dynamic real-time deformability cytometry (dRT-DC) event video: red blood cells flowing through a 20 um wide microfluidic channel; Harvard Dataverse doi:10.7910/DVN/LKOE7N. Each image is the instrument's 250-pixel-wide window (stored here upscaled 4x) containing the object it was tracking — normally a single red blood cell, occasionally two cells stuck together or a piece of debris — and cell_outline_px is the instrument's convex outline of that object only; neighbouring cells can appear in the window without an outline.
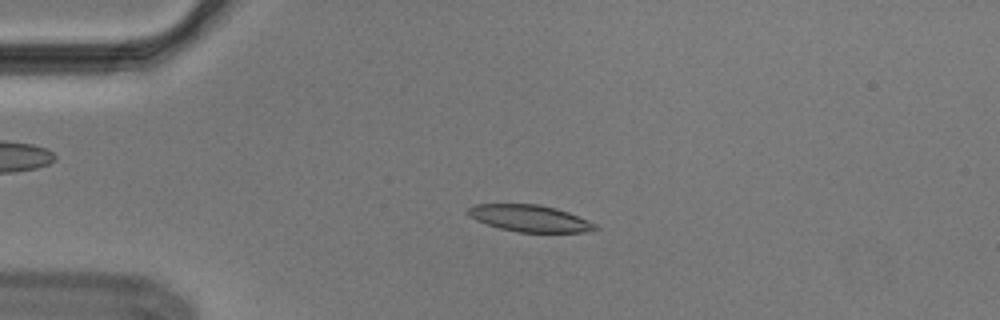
{"species": "Egyptian fruit bat (a non-hibernating species)", "species_latin": "Rousettus aegyptiacus", "temperature_condition": "cold", "stored_images_in_passage": 54, "segment_of_instrument_passage": [1, 2], "camera_frame_rate_fps": 3000, "um_per_image_px": 0.085, "animal": {"sex": "male"}, "frame": {"image": 1, "passage_image": 12, "time_ms": 3.667, "image_size_px": [1000, 320], "cell_outline_px": [[600, 228], [584, 232], [520, 232], [500, 228], [476, 220], [468, 212], [468, 208], [472, 204], [540, 204], [556, 208], [568, 212], [588, 220], [596, 224]], "centroid_in_image_um": [45.06, 18.55], "position_along_channel_um": 39.9, "area_um2": 19.65}}
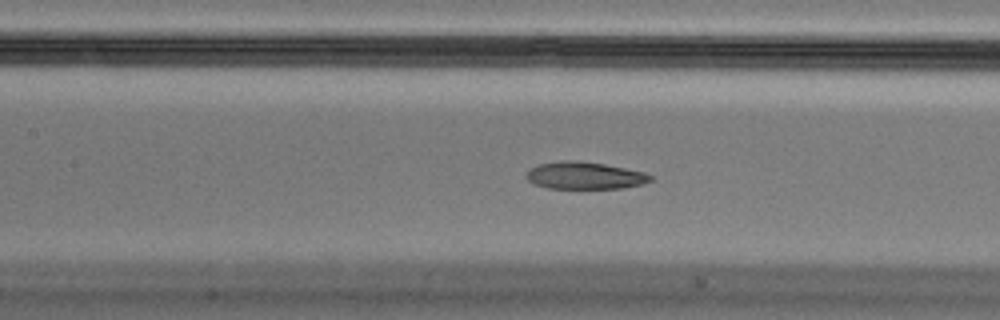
{"frame": {"image": 2, "passage_image": 24, "time_ms": 7.667, "image_size_px": [1000, 320], "cell_outline_px": [[652, 180], [640, 184], [624, 188], [548, 188], [536, 184], [528, 180], [524, 176], [524, 172], [528, 168], [536, 164], [560, 160], [576, 160], [604, 164], [644, 172], [652, 176]], "centroid_in_image_um": [49.62, 14.9], "position_along_channel_um": 157.8, "area_um2": 19.83}}
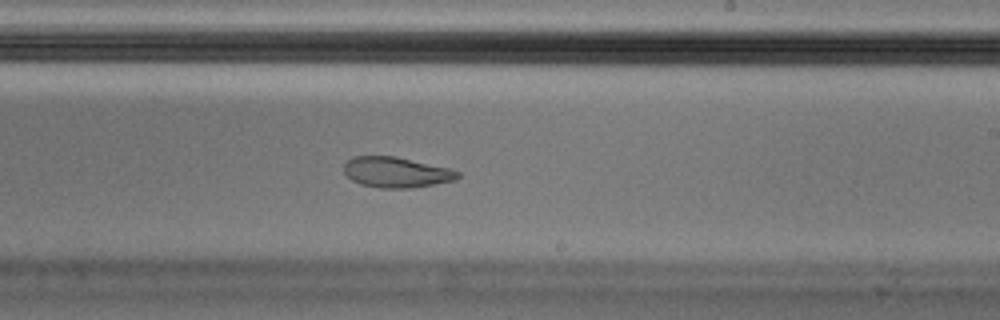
{"frame": {"image": 3, "passage_image": 32, "time_ms": 10.333, "image_size_px": [1000, 320], "cell_outline_px": [[460, 176], [456, 180], [412, 188], [380, 188], [360, 184], [352, 180], [344, 172], [344, 164], [352, 156], [396, 156], [448, 168], [460, 172]], "centroid_in_image_um": [33.68, 14.64], "position_along_channel_um": 255.3, "area_um2": 20.23}}